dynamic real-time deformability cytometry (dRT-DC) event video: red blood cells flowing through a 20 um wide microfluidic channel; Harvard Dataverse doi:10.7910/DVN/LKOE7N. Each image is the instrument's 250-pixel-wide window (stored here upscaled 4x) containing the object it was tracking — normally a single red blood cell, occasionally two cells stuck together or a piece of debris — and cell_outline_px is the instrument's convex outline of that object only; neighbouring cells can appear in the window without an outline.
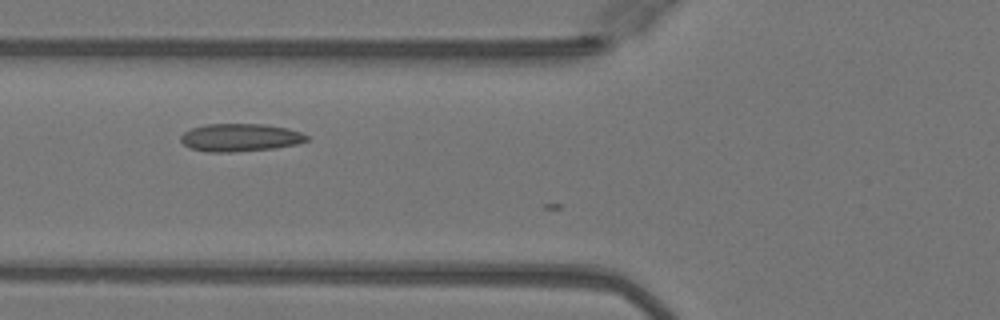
{"species": "Egyptian fruit bat (a non-hibernating species)", "species_latin": "Rousettus aegyptiacus", "temperature_condition": "warm", "stored_images_in_passage": 11, "camera_frame_rate_fps": 3000, "um_per_image_px": 0.085, "animal": {"sex": "female"}, "frame": {"image": 1, "passage_image": 10, "time_ms": 3.0, "image_size_px": [1000, 320], "cell_outline_px": [[308, 140], [296, 144], [272, 148], [232, 152], [208, 152], [192, 148], [184, 144], [180, 140], [180, 136], [184, 132], [192, 128], [204, 124], [264, 124], [288, 128], [300, 132], [308, 136]], "centroid_in_image_um": [20.4, 11.68], "position_along_channel_um": 105.4, "area_um2": 20.29}}